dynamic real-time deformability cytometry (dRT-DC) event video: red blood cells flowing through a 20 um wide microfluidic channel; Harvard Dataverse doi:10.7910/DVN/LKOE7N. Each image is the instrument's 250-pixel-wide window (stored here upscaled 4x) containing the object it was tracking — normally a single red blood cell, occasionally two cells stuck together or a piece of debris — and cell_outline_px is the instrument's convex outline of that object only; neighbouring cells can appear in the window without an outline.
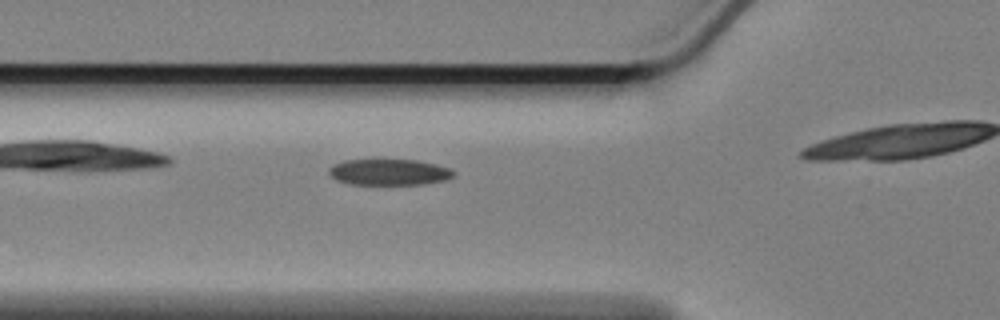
{"species": "Egyptian fruit bat (a non-hibernating species)", "species_latin": "Rousettus aegyptiacus", "temperature_condition": "cold", "stored_images_in_passage": 8, "camera_frame_rate_fps": 3000, "um_per_image_px": 0.085, "animal": {"sex": "female"}, "frame": {"image": 1, "passage_image": 3, "time_ms": 0.667, "image_size_px": [1000, 320], "cell_outline_px": [[456, 172], [452, 176], [444, 180], [424, 184], [348, 184], [336, 180], [328, 172], [328, 168], [332, 164], [344, 160], [416, 160], [436, 164], [452, 168]], "centroid_in_image_um": [33.06, 14.62], "position_along_channel_um": 92.7, "area_um2": 19.02}}
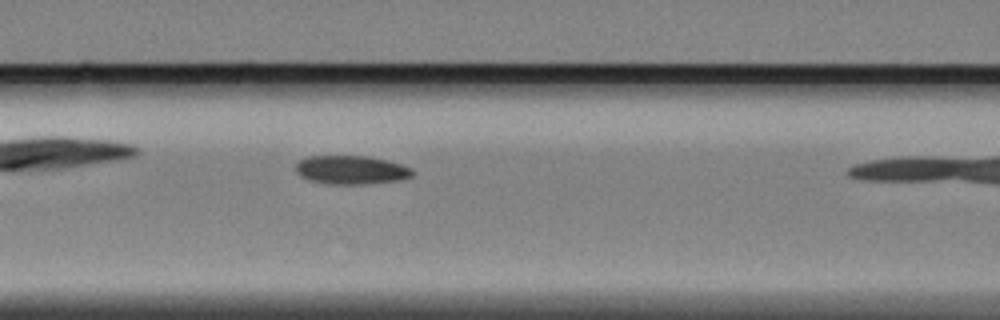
{"frame": {"image": 2, "passage_image": 7, "time_ms": 2.0, "image_size_px": [1000, 320], "cell_outline_px": [[416, 172], [412, 176], [400, 180], [364, 184], [328, 184], [308, 180], [300, 176], [296, 172], [296, 164], [300, 160], [308, 156], [368, 156], [388, 160], [412, 168]], "centroid_in_image_um": [29.87, 14.44], "position_along_channel_um": 136.7, "area_um2": 19.65}}